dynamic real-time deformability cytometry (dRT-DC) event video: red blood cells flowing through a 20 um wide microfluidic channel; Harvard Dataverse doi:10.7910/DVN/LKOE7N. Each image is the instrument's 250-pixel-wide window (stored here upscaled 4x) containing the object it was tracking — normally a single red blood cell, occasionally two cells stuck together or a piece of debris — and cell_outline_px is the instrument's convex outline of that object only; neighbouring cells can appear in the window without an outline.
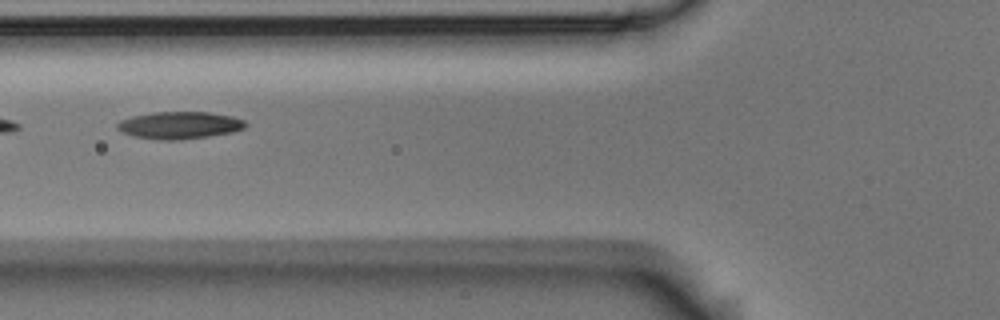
{"species": "Egyptian fruit bat (a non-hibernating species)", "species_latin": "Rousettus aegyptiacus", "temperature_condition": "room temperature", "stored_images_in_passage": 5, "camera_frame_rate_fps": 3000, "um_per_image_px": 0.085, "animal": {"sex": "male"}, "frame": {"image": 1, "passage_image": 3, "time_ms": 0.667, "image_size_px": [1000, 320], "cell_outline_px": [[248, 124], [244, 128], [232, 132], [208, 136], [180, 140], [156, 140], [136, 136], [124, 132], [116, 128], [116, 124], [120, 120], [132, 116], [152, 112], [208, 112], [232, 116], [244, 120]], "centroid_in_image_um": [15.26, 10.64], "position_along_channel_um": 110.5, "area_um2": 20.35}}
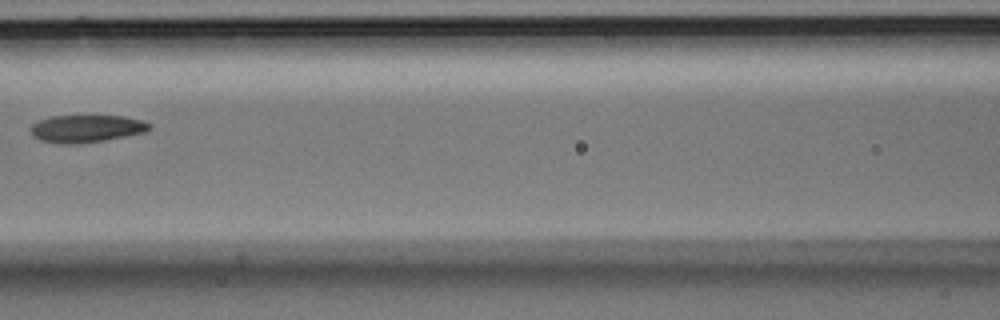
{"frame": {"image": 2, "passage_image": 4, "time_ms": 1.0, "image_size_px": [1000, 320], "cell_outline_px": [[152, 128], [144, 132], [104, 140], [76, 144], [56, 144], [40, 140], [32, 136], [28, 128], [32, 124], [40, 120], [52, 116], [124, 116], [144, 120], [152, 124]], "centroid_in_image_um": [7.32, 10.93], "position_along_channel_um": 159.3, "area_um2": 19.19}}
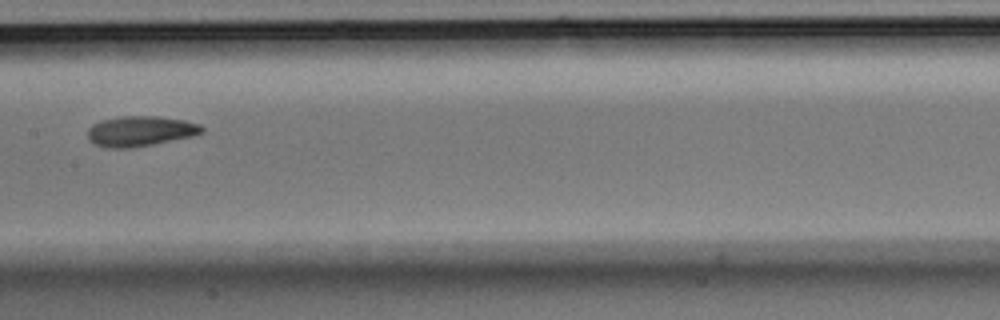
{"frame": {"image": 3, "passage_image": 5, "time_ms": 1.333, "image_size_px": [1000, 320], "cell_outline_px": [[204, 132], [192, 136], [132, 148], [108, 148], [96, 144], [88, 140], [88, 128], [92, 124], [104, 120], [120, 116], [156, 116], [184, 120], [200, 124], [204, 128]], "centroid_in_image_um": [11.92, 11.14], "position_along_channel_um": 195.5, "area_um2": 20.06}}